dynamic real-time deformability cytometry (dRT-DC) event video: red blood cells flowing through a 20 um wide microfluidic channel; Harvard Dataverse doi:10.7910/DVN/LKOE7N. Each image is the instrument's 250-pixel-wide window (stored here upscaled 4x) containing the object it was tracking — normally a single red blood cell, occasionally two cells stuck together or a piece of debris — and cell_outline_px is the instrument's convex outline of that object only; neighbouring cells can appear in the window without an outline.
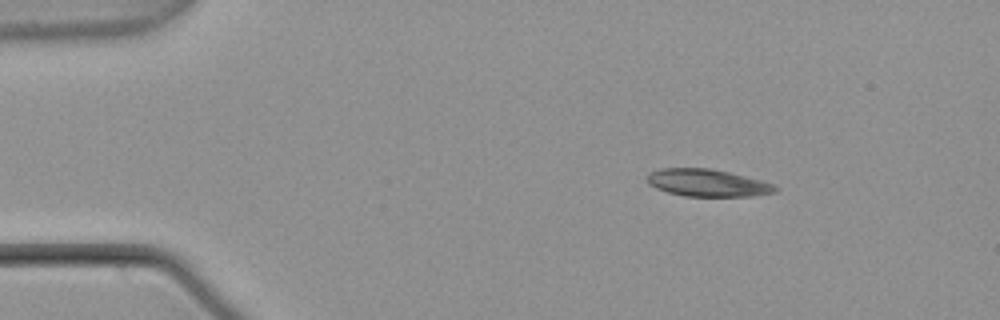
{"species": "common noctule bat (a hibernating species)", "species_latin": "Nyctalus noctula", "temperature_condition": "warm", "stored_images_in_passage": 47, "camera_frame_rate_fps": 3000, "um_per_image_px": 0.085, "animal": {"sex": "male", "body_mass_g": 21.5, "forearm_length_mm": 52.0}, "frame": {"image": 1, "passage_image": 1, "time_ms": 0.0, "image_size_px": [1000, 320], "cell_outline_px": [[776, 192], [752, 196], [684, 196], [668, 192], [656, 188], [648, 184], [644, 180], [644, 176], [648, 172], [660, 168], [712, 168], [760, 180], [772, 184], [776, 188]], "centroid_in_image_um": [60.03, 15.53], "position_along_channel_um": 25.0, "area_um2": 20.46}}
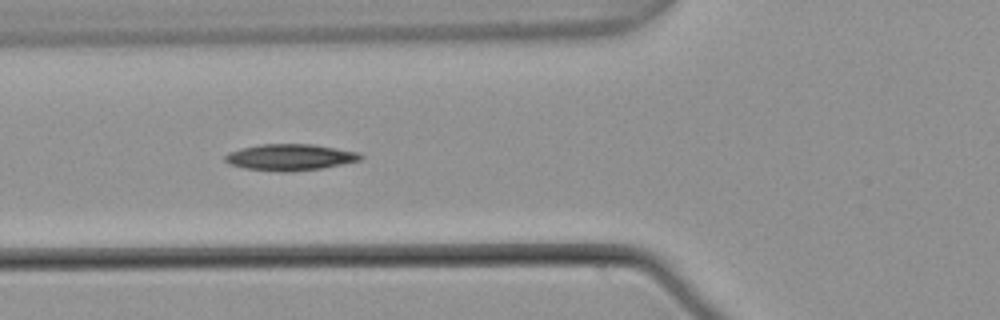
{"frame": {"image": 2, "passage_image": 13, "time_ms": 4.0, "image_size_px": [1000, 320], "cell_outline_px": [[364, 156], [360, 160], [320, 168], [292, 172], [280, 172], [244, 168], [228, 164], [224, 160], [224, 156], [228, 152], [240, 148], [260, 144], [312, 144], [360, 152]], "centroid_in_image_um": [24.62, 13.36], "position_along_channel_um": 101.2, "area_um2": 20.92}}
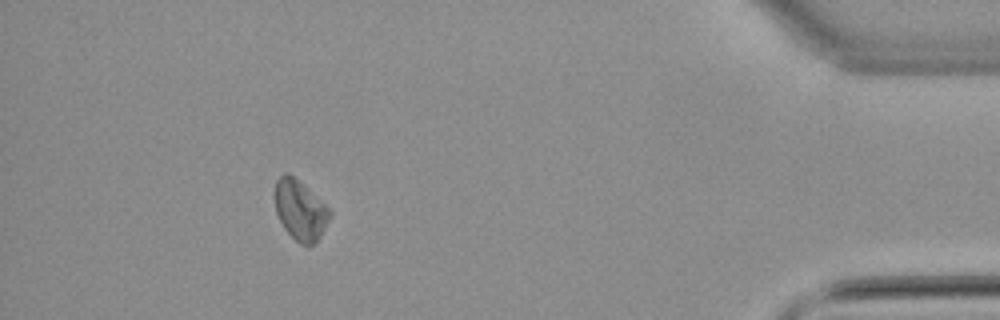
{"frame": {"image": 3, "passage_image": 42, "time_ms": 13.667, "image_size_px": [1000, 320], "cell_outline_px": [[332, 216], [320, 236], [312, 244], [300, 244], [284, 228], [276, 212], [276, 180], [284, 172], [288, 172], [324, 204], [332, 212]], "centroid_in_image_um": [25.52, 17.87], "position_along_channel_um": 409.7, "area_um2": 18.55}, "authors_computed_cell_mechanics": {"area_um2": 19.8832, "velocity_mm_per_s": 3.7724, "shape_relaxation_time_tau1_ms": 5.7861, "shape_relaxation_time_tau2_ms": null, "deformation_change_tau1": 0.0995, "deformation_change_tau2": null}}